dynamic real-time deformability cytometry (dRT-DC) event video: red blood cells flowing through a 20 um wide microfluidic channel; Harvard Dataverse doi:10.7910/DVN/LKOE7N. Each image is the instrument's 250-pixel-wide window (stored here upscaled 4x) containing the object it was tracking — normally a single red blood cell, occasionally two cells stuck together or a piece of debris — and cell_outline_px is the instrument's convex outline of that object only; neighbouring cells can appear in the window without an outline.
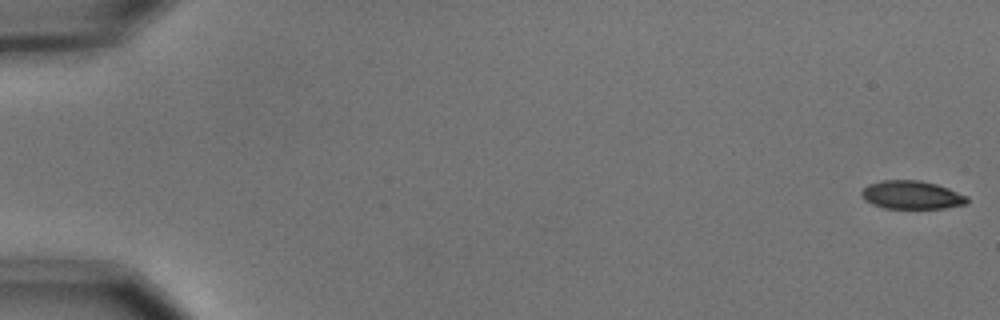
{"species": "common noctule bat (a hibernating species)", "species_latin": "Nyctalus noctula", "temperature_condition": "cold", "stored_images_in_passage": 55, "camera_frame_rate_fps": 3000, "um_per_image_px": 0.085, "animal": {"sex": "male", "body_mass_g": 15.6}, "frame": {"image": 1, "passage_image": 1, "time_ms": 0.0, "image_size_px": [1000, 320], "cell_outline_px": [[968, 204], [944, 208], [884, 208], [872, 204], [864, 200], [860, 192], [868, 184], [884, 180], [920, 180], [936, 184], [948, 188], [968, 196]], "centroid_in_image_um": [77.5, 16.57], "position_along_channel_um": 7.5, "area_um2": 17.46}}
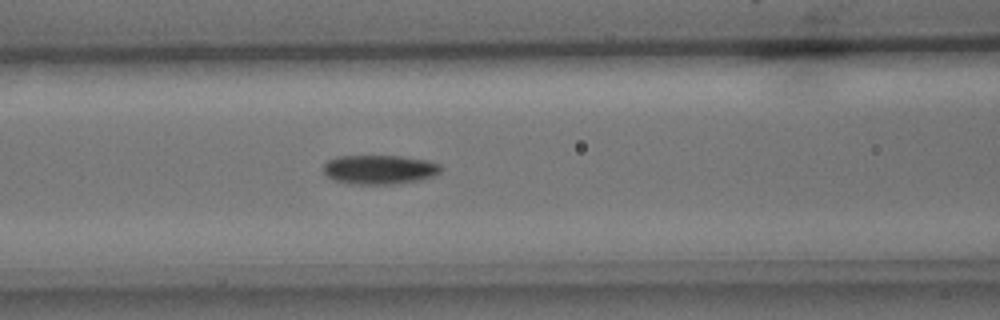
{"frame": {"image": 2, "passage_image": 24, "time_ms": 7.667, "image_size_px": [1000, 320], "cell_outline_px": [[444, 168], [440, 172], [432, 176], [420, 180], [392, 184], [352, 184], [336, 180], [328, 176], [324, 172], [324, 164], [328, 160], [336, 156], [400, 156], [428, 160], [440, 164]], "centroid_in_image_um": [32.29, 14.4], "position_along_channel_um": 134.3, "area_um2": 20.0}}
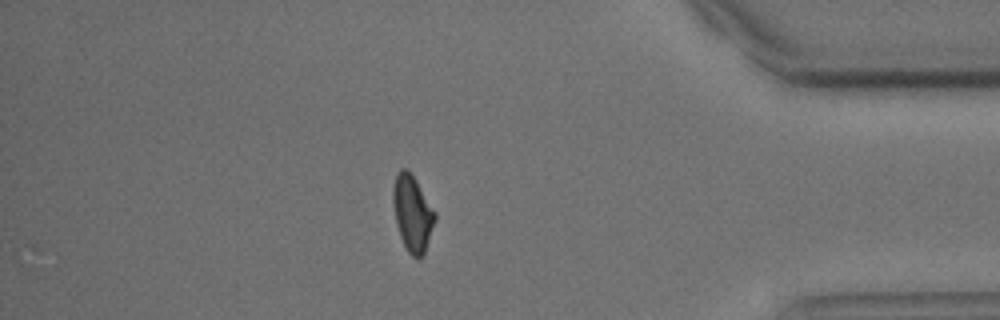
{"frame": {"image": 3, "passage_image": 48, "time_ms": 15.667, "image_size_px": [1000, 320], "cell_outline_px": [[436, 220], [424, 252], [420, 256], [412, 256], [408, 252], [400, 236], [396, 224], [392, 200], [392, 192], [396, 176], [400, 168], [408, 168], [436, 212]], "centroid_in_image_um": [35.05, 18.09], "position_along_channel_um": 400.2, "area_um2": 18.38}, "authors_computed_cell_mechanics": {"area_um2": 18.785, "velocity_mm_per_s": 3.6972, "shape_relaxation_time_tau1_ms": 3.2936, "shape_relaxation_time_tau2_ms": null, "deformation_change_tau1": 0.0954, "deformation_change_tau2": null}}